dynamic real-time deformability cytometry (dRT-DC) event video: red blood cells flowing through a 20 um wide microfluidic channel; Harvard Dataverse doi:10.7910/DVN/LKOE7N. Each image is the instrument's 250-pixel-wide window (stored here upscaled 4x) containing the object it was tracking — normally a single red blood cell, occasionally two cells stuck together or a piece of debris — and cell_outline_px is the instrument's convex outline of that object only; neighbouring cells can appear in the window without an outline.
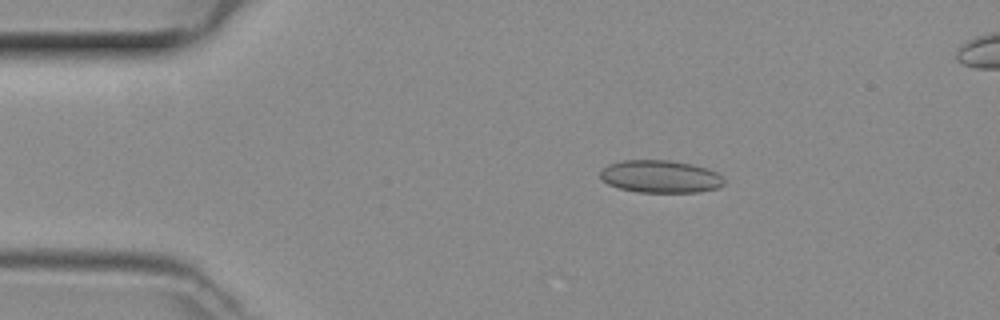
{"species": "common noctule bat (a hibernating species)", "species_latin": "Nyctalus noctula", "temperature_condition": "room temperature", "stored_images_in_passage": 46, "camera_frame_rate_fps": 3000, "um_per_image_px": 0.085, "animal": {"sex": "female", "body_mass_g": 29.2, "forearm_length_mm": 56.3}, "frame": {"image": 1, "passage_image": 6, "time_ms": 1.667, "image_size_px": [1000, 320], "cell_outline_px": [[724, 184], [716, 188], [696, 192], [636, 192], [620, 188], [608, 184], [600, 176], [600, 172], [608, 164], [624, 160], [672, 160], [692, 164], [708, 168], [716, 172], [724, 180]], "centroid_in_image_um": [56.13, 15.0], "position_along_channel_um": 28.9, "area_um2": 23.41}}
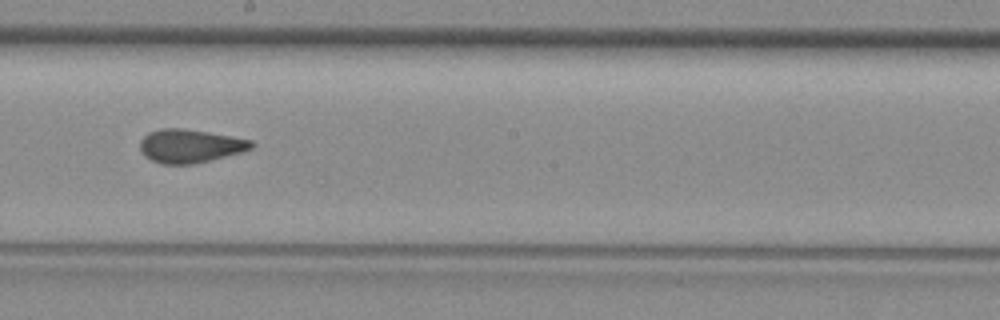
{"frame": {"image": 2, "passage_image": 24, "time_ms": 7.667, "image_size_px": [1000, 320], "cell_outline_px": [[256, 144], [252, 148], [240, 152], [192, 164], [160, 164], [144, 156], [140, 148], [140, 140], [148, 132], [160, 128], [184, 128], [232, 136], [252, 140]], "centroid_in_image_um": [16.13, 12.39], "position_along_channel_um": 232.1, "area_um2": 21.68}}
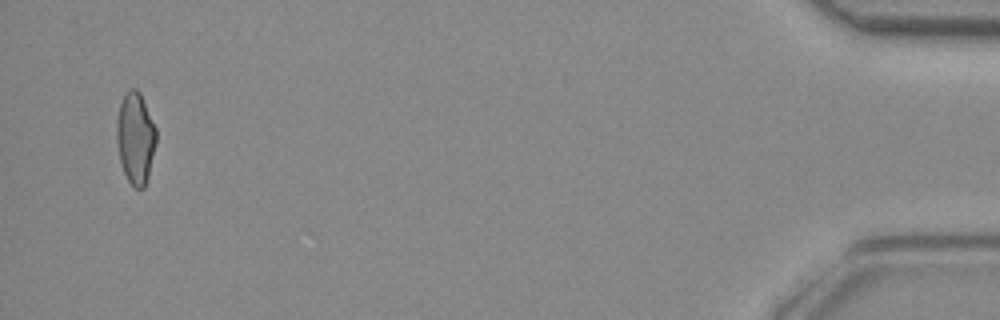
{"frame": {"image": 3, "passage_image": 44, "time_ms": 14.333, "image_size_px": [1000, 320], "cell_outline_px": [[156, 140], [148, 176], [144, 188], [136, 188], [128, 180], [124, 172], [120, 160], [116, 140], [116, 120], [120, 104], [124, 92], [128, 88], [136, 88], [140, 92], [156, 128]], "centroid_in_image_um": [11.5, 11.68], "position_along_channel_um": 423.7, "area_um2": 21.04}}